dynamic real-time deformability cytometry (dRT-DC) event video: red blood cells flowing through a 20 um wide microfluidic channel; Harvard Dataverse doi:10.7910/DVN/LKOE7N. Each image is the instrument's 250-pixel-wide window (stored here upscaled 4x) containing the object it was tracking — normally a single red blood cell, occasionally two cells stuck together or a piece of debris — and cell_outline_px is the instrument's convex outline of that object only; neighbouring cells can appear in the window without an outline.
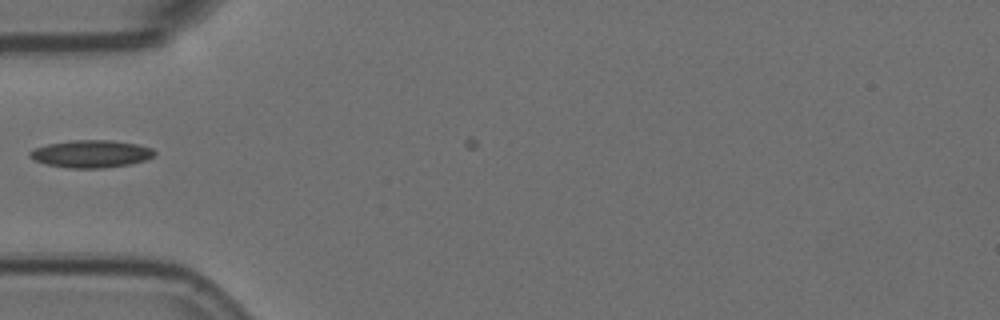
{"species": "Egyptian fruit bat (a non-hibernating species)", "species_latin": "Rousettus aegyptiacus", "temperature_condition": "room temperature", "stored_images_in_passage": 1, "camera_frame_rate_fps": 3000, "um_per_image_px": 0.085, "animal": {"sex": "female"}, "frame": {"image": 1, "passage_image": 1, "time_ms": 0.0, "image_size_px": [1000, 320], "cell_outline_px": [[156, 152], [152, 156], [144, 160], [128, 164], [104, 168], [68, 168], [48, 164], [36, 160], [28, 156], [28, 152], [36, 148], [48, 144], [72, 140], [112, 140], [136, 144], [152, 148]], "centroid_in_image_um": [7.73, 13.07], "position_along_channel_um": 77.3, "area_um2": 19.71}}